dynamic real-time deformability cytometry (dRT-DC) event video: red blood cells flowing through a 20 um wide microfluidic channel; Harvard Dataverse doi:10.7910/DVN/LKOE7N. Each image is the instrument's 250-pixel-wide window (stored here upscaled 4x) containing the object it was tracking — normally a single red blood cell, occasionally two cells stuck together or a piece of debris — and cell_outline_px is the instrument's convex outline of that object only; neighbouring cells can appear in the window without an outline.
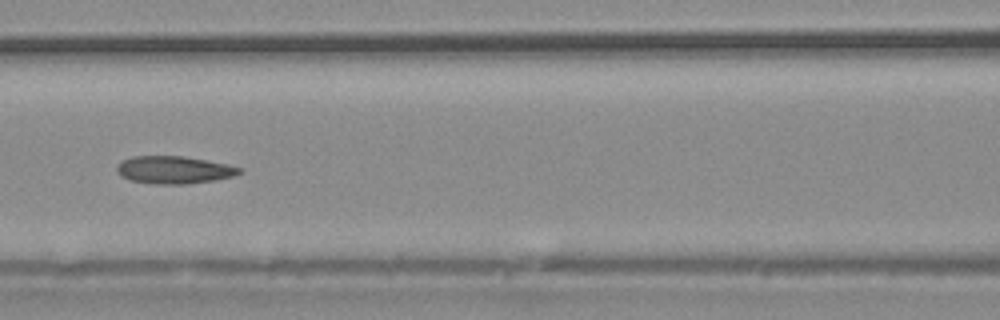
{"species": "common noctule bat (a hibernating species)", "species_latin": "Nyctalus noctula", "temperature_condition": "warm", "stored_images_in_passage": 38, "camera_frame_rate_fps": 3000, "um_per_image_px": 0.085, "animal": {"sex": "male", "body_mass_g": 20.4}, "frame": {"image": 1, "passage_image": 17, "time_ms": 5.333, "image_size_px": [1000, 320], "cell_outline_px": [[244, 172], [236, 176], [216, 180], [188, 184], [160, 184], [132, 180], [120, 176], [116, 172], [116, 168], [124, 160], [132, 156], [180, 156], [228, 164], [244, 168]], "centroid_in_image_um": [14.87, 14.45], "position_along_channel_um": 151.7, "area_um2": 19.71}}